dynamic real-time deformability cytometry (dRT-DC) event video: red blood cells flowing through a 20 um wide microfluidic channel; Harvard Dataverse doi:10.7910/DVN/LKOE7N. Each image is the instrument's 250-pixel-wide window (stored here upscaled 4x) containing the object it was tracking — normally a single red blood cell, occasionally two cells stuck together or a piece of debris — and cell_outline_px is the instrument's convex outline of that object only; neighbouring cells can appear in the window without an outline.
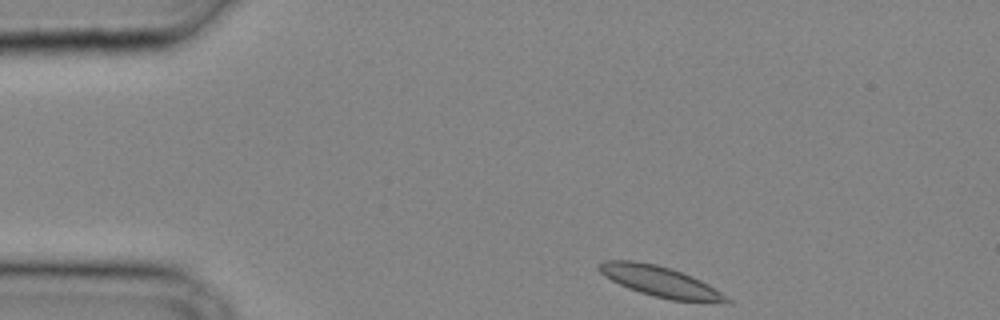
{"species": "common noctule bat (a hibernating species)", "species_latin": "Nyctalus noctula", "temperature_condition": "cold", "stored_images_in_passage": 28, "camera_frame_rate_fps": 3000, "um_per_image_px": 0.085, "animal": {"sex": "male", "body_mass_g": 20.4}, "frame": {"image": 1, "passage_image": 1, "time_ms": 0.0, "image_size_px": [1000, 320], "cell_outline_px": [[732, 304], [728, 304], [672, 300], [640, 292], [628, 288], [604, 276], [596, 268], [596, 264], [604, 260], [636, 260], [656, 264], [684, 272], [708, 284], [732, 300]], "centroid_in_image_um": [56.14, 23.93], "position_along_channel_um": 28.9, "area_um2": 23.0}}
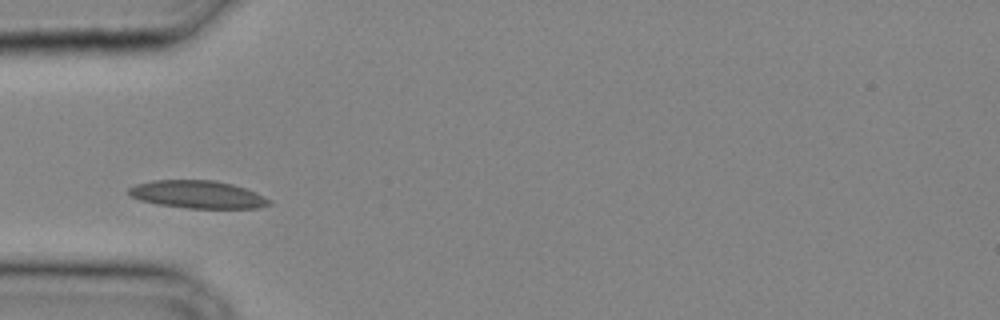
{"frame": {"image": 2, "passage_image": 6, "time_ms": 1.667, "image_size_px": [1000, 320], "cell_outline_px": [[272, 204], [260, 208], [188, 208], [156, 204], [140, 200], [132, 196], [128, 192], [128, 188], [136, 184], [152, 180], [216, 180], [232, 184], [256, 192], [272, 200]], "centroid_in_image_um": [16.83, 16.53], "position_along_channel_um": 68.2, "area_um2": 22.77}}
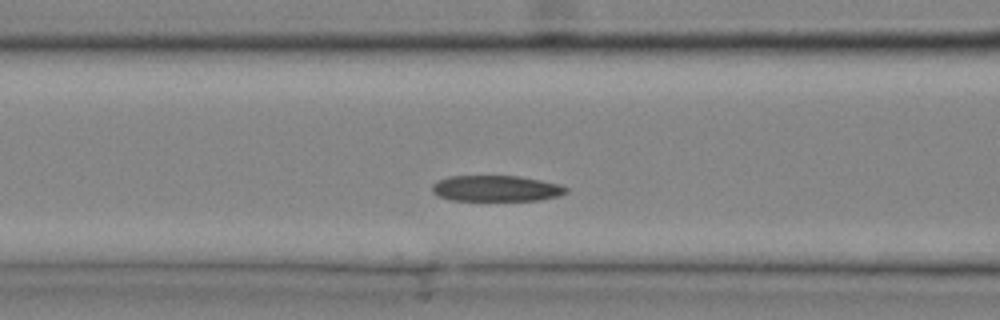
{"frame": {"image": 3, "passage_image": 9, "time_ms": 2.667, "image_size_px": [1000, 320], "cell_outline_px": [[568, 192], [560, 196], [540, 200], [452, 200], [440, 196], [432, 192], [432, 184], [448, 176], [520, 176], [560, 184], [568, 188]], "centroid_in_image_um": [42.22, 16.01], "position_along_channel_um": 124.4, "area_um2": 20.23}}